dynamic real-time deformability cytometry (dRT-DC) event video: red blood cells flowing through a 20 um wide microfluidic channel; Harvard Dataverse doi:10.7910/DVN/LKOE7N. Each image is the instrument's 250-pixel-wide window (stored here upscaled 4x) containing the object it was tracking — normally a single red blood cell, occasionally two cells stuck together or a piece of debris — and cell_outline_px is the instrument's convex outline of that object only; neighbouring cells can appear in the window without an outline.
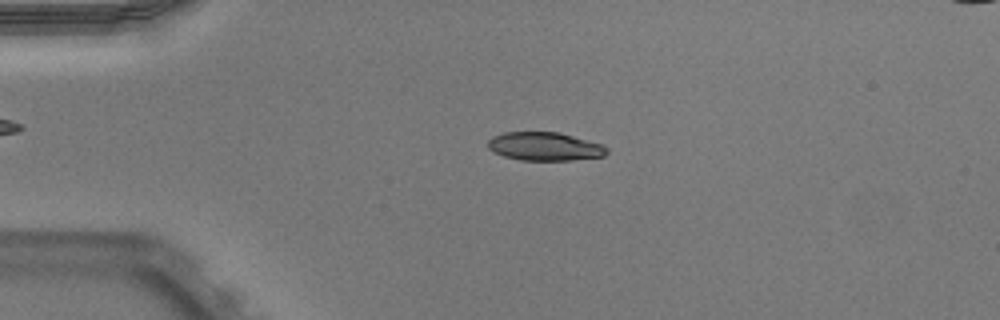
{"species": "Egyptian fruit bat (a non-hibernating species)", "species_latin": "Rousettus aegyptiacus", "temperature_condition": "warm", "stored_images_in_passage": 40, "camera_frame_rate_fps": 3000, "um_per_image_px": 0.085, "animal": {"sex": "male"}, "frame": {"image": 1, "passage_image": 1, "time_ms": 0.0, "image_size_px": [1000, 320], "cell_outline_px": [[608, 152], [604, 156], [572, 160], [520, 160], [504, 156], [492, 152], [488, 148], [488, 140], [492, 136], [504, 132], [560, 132], [600, 144], [608, 148]], "centroid_in_image_um": [46.27, 12.45], "position_along_channel_um": 38.7, "area_um2": 19.71}}
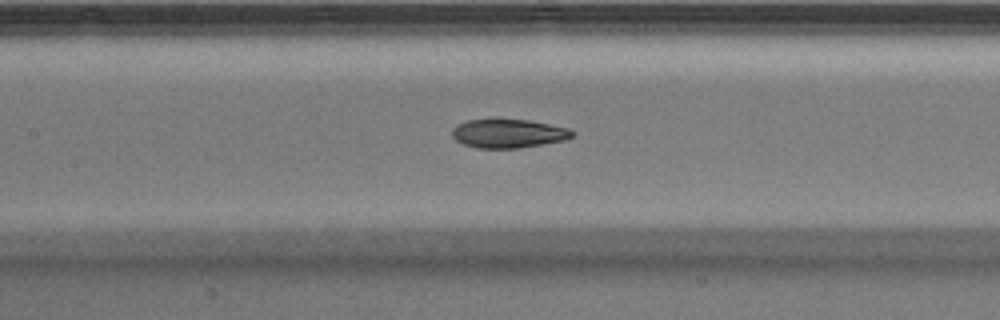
{"frame": {"image": 2, "passage_image": 13, "time_ms": 4.0, "image_size_px": [1000, 320], "cell_outline_px": [[576, 132], [572, 136], [564, 140], [516, 148], [476, 148], [464, 144], [456, 140], [452, 136], [452, 128], [456, 124], [468, 120], [496, 116], [528, 120], [568, 128]], "centroid_in_image_um": [43.14, 11.29], "position_along_channel_um": 164.3, "area_um2": 20.69}}
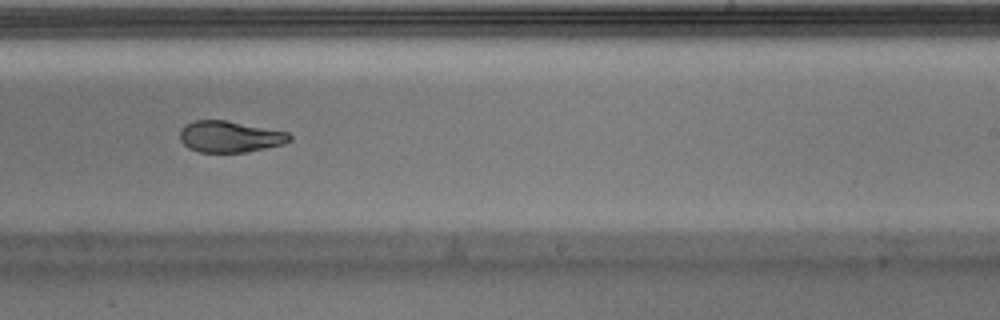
{"frame": {"image": 3, "passage_image": 21, "time_ms": 6.667, "image_size_px": [1000, 320], "cell_outline_px": [[292, 140], [280, 144], [264, 148], [244, 152], [200, 152], [188, 148], [180, 140], [180, 128], [184, 124], [196, 120], [224, 120], [288, 132], [292, 136]], "centroid_in_image_um": [19.49, 11.61], "position_along_channel_um": 269.5, "area_um2": 19.88}, "authors_computed_cell_mechanics": {"area_um2": 21.2704, "velocity_mm_per_s": 3.9619, "shape_relaxation_time_tau1_ms": null, "shape_relaxation_time_tau2_ms": 2.2404, "deformation_change_tau1": null, "deformation_change_tau2": 0.0752}}